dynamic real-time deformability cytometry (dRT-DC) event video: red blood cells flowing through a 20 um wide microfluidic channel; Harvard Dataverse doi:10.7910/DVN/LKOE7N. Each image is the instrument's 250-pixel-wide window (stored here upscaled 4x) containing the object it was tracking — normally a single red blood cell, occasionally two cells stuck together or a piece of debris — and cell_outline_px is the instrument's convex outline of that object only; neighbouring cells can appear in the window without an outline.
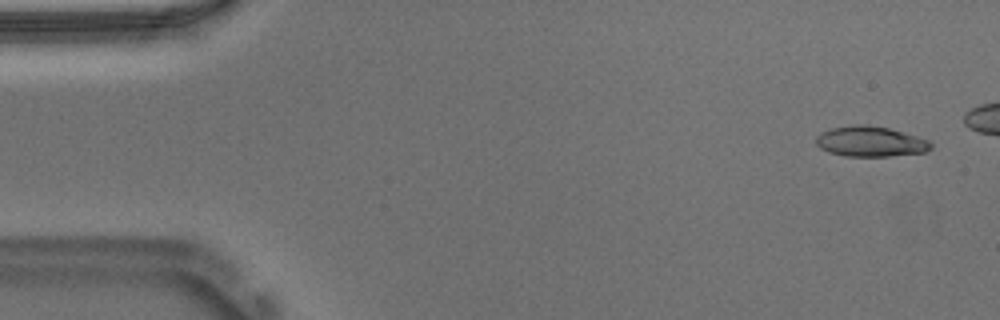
{"species": "Egyptian fruit bat (a non-hibernating species)", "species_latin": "Rousettus aegyptiacus", "temperature_condition": "warm", "stored_images_in_passage": 44, "camera_frame_rate_fps": 3000, "um_per_image_px": 0.085, "animal": {"sex": "male"}, "frame": {"image": 1, "passage_image": 1, "time_ms": 0.0, "image_size_px": [1000, 320], "cell_outline_px": [[932, 148], [928, 152], [888, 156], [844, 156], [828, 152], [820, 148], [816, 144], [816, 136], [820, 132], [828, 128], [856, 124], [864, 124], [888, 128], [916, 136], [928, 140], [932, 144]], "centroid_in_image_um": [73.96, 12.03], "position_along_channel_um": 11.0, "area_um2": 20.46}}
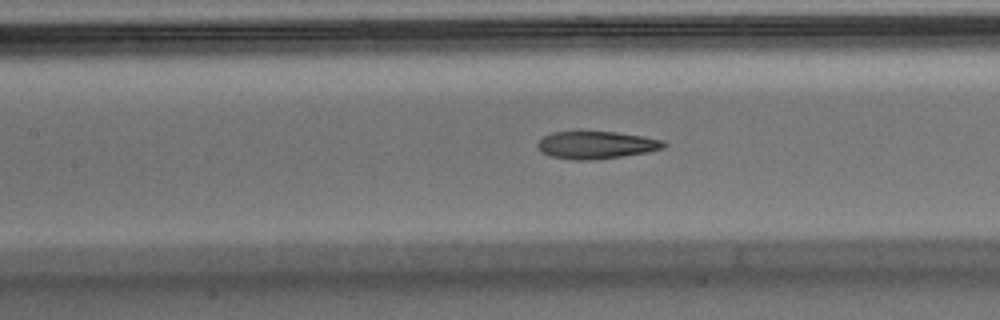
{"frame": {"image": 2, "passage_image": 22, "time_ms": 7.0, "image_size_px": [1000, 320], "cell_outline_px": [[668, 144], [664, 148], [648, 152], [592, 160], [572, 160], [552, 156], [540, 152], [536, 144], [544, 136], [552, 132], [580, 128], [616, 132], [644, 136], [664, 140]], "centroid_in_image_um": [50.65, 12.27], "position_along_channel_um": 156.7, "area_um2": 21.15}}
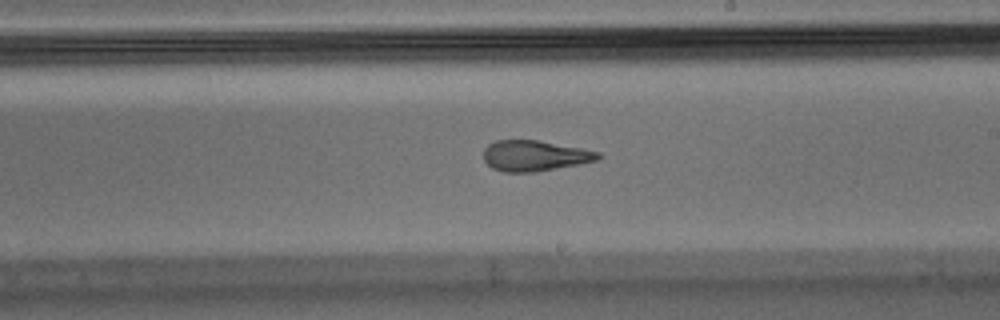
{"frame": {"image": 3, "passage_image": 29, "time_ms": 9.333, "image_size_px": [1000, 320], "cell_outline_px": [[604, 156], [600, 160], [580, 164], [536, 172], [504, 172], [492, 168], [484, 160], [484, 148], [488, 144], [496, 140], [536, 140], [580, 148], [600, 152]], "centroid_in_image_um": [45.47, 13.24], "position_along_channel_um": 243.5, "area_um2": 20.58}}